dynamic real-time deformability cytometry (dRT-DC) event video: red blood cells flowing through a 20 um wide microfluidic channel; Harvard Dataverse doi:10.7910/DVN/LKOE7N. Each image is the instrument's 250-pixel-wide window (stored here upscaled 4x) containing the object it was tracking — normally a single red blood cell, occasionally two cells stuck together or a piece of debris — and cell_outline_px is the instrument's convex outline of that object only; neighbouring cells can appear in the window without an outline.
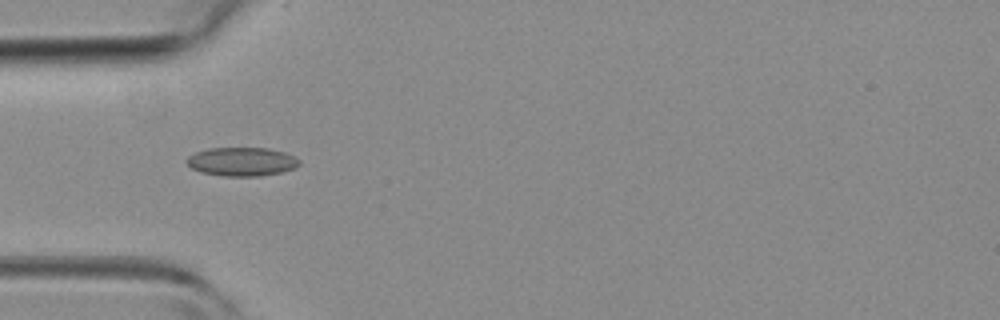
{"species": "common noctule bat (a hibernating species)", "species_latin": "Nyctalus noctula", "temperature_condition": "room temperature", "stored_images_in_passage": 5, "camera_frame_rate_fps": 3000, "um_per_image_px": 0.085, "animal": {"sex": "female", "body_mass_g": 19.3, "forearm_length_mm": 54.1}, "frame": {"image": 1, "passage_image": 4, "time_ms": 3.667, "image_size_px": [1000, 320], "cell_outline_px": [[300, 164], [292, 168], [280, 172], [260, 176], [224, 176], [200, 172], [192, 168], [184, 160], [188, 156], [196, 152], [208, 148], [268, 148], [284, 152], [300, 160]], "centroid_in_image_um": [20.51, 13.74], "position_along_channel_um": 64.5, "area_um2": 18.73}}
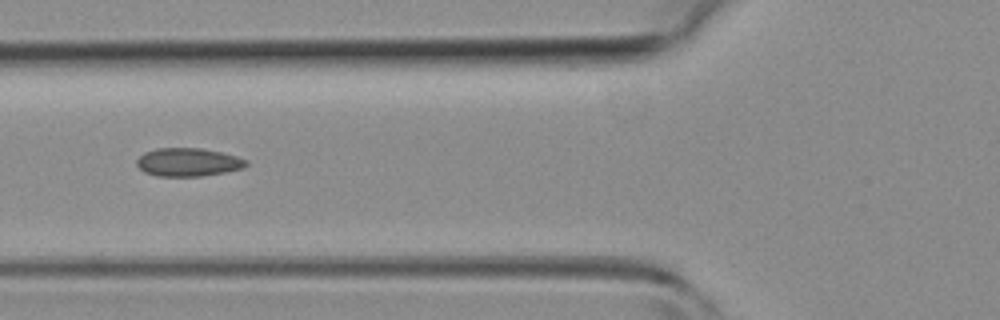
{"frame": {"image": 2, "passage_image": 5, "time_ms": 4.667, "image_size_px": [1000, 320], "cell_outline_px": [[248, 164], [244, 168], [224, 172], [200, 176], [156, 176], [144, 172], [136, 164], [136, 160], [144, 152], [156, 148], [200, 148], [220, 152], [236, 156], [248, 160]], "centroid_in_image_um": [15.98, 13.78], "position_along_channel_um": 109.8, "area_um2": 18.03}}